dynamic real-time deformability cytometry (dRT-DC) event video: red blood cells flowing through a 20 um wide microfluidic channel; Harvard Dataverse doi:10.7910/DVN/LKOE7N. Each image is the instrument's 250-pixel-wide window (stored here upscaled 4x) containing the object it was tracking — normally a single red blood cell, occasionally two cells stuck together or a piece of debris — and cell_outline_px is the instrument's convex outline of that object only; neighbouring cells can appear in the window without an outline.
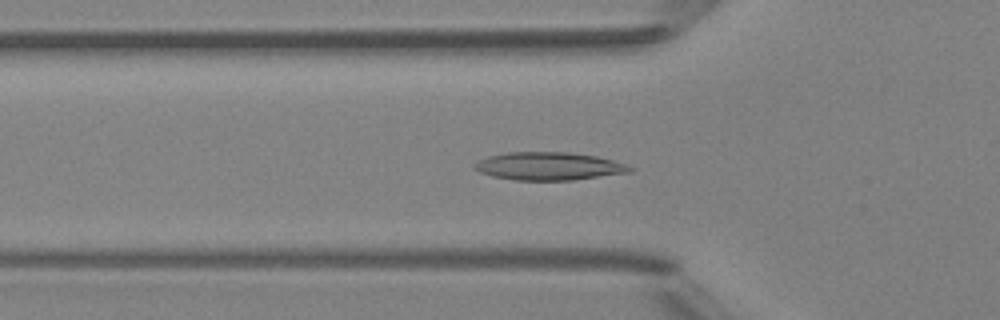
{"species": "Egyptian fruit bat (a non-hibernating species)", "species_latin": "Rousettus aegyptiacus", "temperature_condition": "room temperature", "stored_images_in_passage": 49, "camera_frame_rate_fps": 3000, "um_per_image_px": 0.085, "animal": {"sex": "female"}, "frame": {"image": 1, "passage_image": 16, "time_ms": 5.0, "image_size_px": [1000, 320], "cell_outline_px": [[636, 168], [632, 172], [572, 180], [516, 180], [492, 176], [480, 172], [472, 168], [472, 164], [488, 156], [508, 152], [568, 152], [596, 156], [612, 160]], "centroid_in_image_um": [46.64, 14.12], "position_along_channel_um": 79.2, "area_um2": 25.32}}
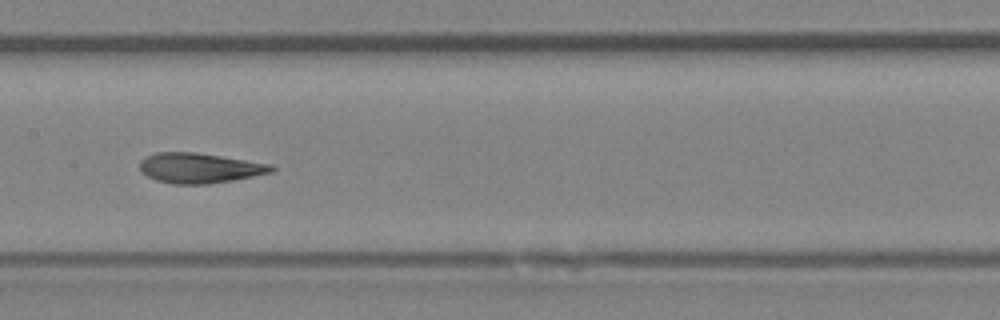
{"frame": {"image": 2, "passage_image": 24, "time_ms": 7.667, "image_size_px": [1000, 320], "cell_outline_px": [[276, 168], [272, 172], [232, 180], [208, 184], [172, 184], [156, 180], [140, 172], [140, 160], [144, 156], [156, 152], [196, 152], [272, 164]], "centroid_in_image_um": [16.92, 14.27], "position_along_channel_um": 190.5, "area_um2": 23.18}}
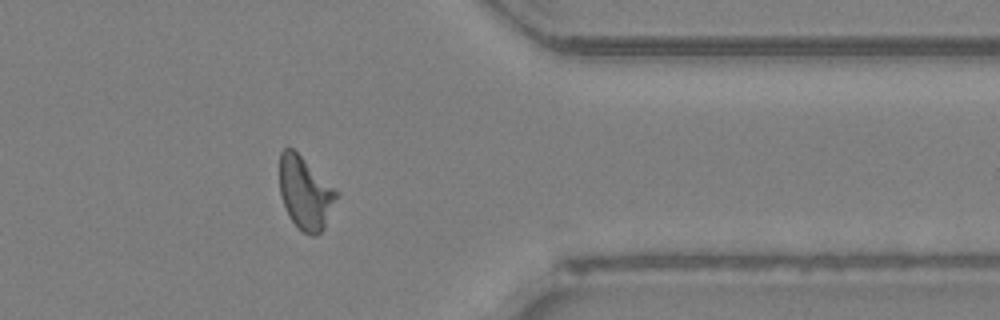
{"frame": {"image": 3, "passage_image": 39, "time_ms": 12.667, "image_size_px": [1000, 320], "cell_outline_px": [[340, 192], [324, 228], [316, 236], [312, 236], [296, 228], [288, 216], [280, 192], [280, 152], [284, 148], [292, 148]], "centroid_in_image_um": [25.96, 16.43], "position_along_channel_um": 385.4, "area_um2": 24.1}}